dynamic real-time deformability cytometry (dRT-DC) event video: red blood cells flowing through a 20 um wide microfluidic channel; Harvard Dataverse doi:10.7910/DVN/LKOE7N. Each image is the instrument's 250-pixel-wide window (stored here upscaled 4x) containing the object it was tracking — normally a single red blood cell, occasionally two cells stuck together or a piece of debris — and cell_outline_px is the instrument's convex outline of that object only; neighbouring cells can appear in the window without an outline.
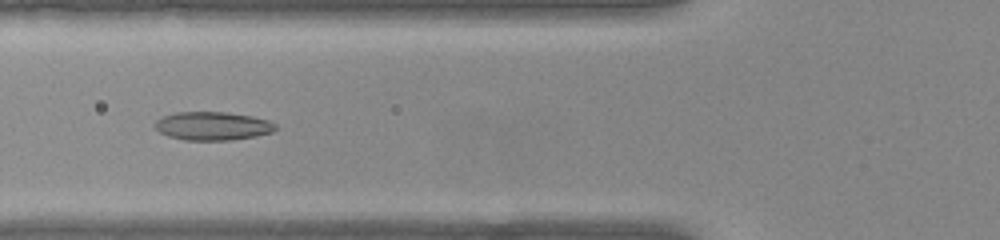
{"species": "common noctule bat (a hibernating species)", "species_latin": "Nyctalus noctula", "temperature_condition": "warm", "stored_images_in_passage": 52, "camera_frame_rate_fps": 3000, "um_per_image_px": 0.085, "animal": {"sex": "female", "body_mass_g": 22.0, "forearm_length_mm": 56.7}, "frame": {"image": 1, "passage_image": 19, "time_ms": 6.0, "image_size_px": [1000, 240], "cell_outline_px": [[276, 128], [272, 132], [256, 136], [232, 140], [184, 140], [168, 136], [160, 132], [152, 124], [156, 120], [164, 116], [176, 112], [224, 112], [252, 116], [268, 120], [276, 124]], "centroid_in_image_um": [18.06, 10.71], "position_along_channel_um": 107.7, "area_um2": 20.0}}
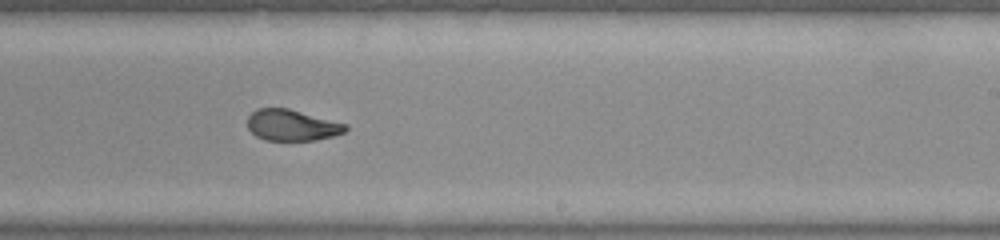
{"frame": {"image": 2, "passage_image": 31, "time_ms": 10.0, "image_size_px": [1000, 240], "cell_outline_px": [[348, 128], [344, 132], [332, 136], [316, 140], [264, 140], [256, 136], [248, 128], [248, 116], [256, 108], [288, 108], [348, 124]], "centroid_in_image_um": [24.81, 10.63], "position_along_channel_um": 264.2, "area_um2": 17.8}}
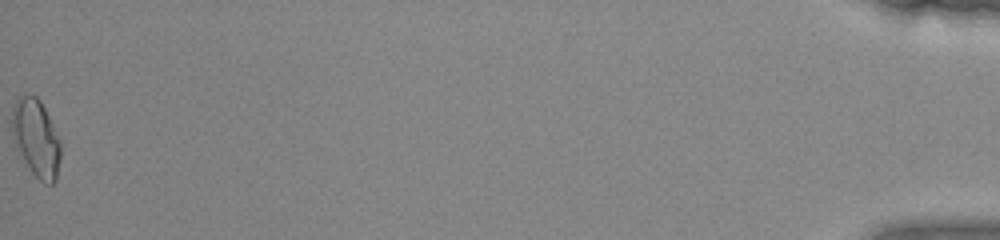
{"frame": {"image": 3, "passage_image": 52, "time_ms": 17.0, "image_size_px": [1000, 240], "cell_outline_px": [[60, 156], [56, 180], [52, 184], [44, 184], [28, 168], [12, 136], [12, 108], [16, 100], [20, 96], [36, 96], [40, 100], [60, 140]], "centroid_in_image_um": [3.07, 11.75], "position_along_channel_um": 432.1, "area_um2": 21.56}, "authors_computed_cell_mechanics": {"area_um2": 19.8254, "velocity_mm_per_s": 3.9261, "shape_relaxation_time_tau1_ms": null, "shape_relaxation_time_tau2_ms": 1.2448, "deformation_change_tau1": null, "deformation_change_tau2": 0.0659}}